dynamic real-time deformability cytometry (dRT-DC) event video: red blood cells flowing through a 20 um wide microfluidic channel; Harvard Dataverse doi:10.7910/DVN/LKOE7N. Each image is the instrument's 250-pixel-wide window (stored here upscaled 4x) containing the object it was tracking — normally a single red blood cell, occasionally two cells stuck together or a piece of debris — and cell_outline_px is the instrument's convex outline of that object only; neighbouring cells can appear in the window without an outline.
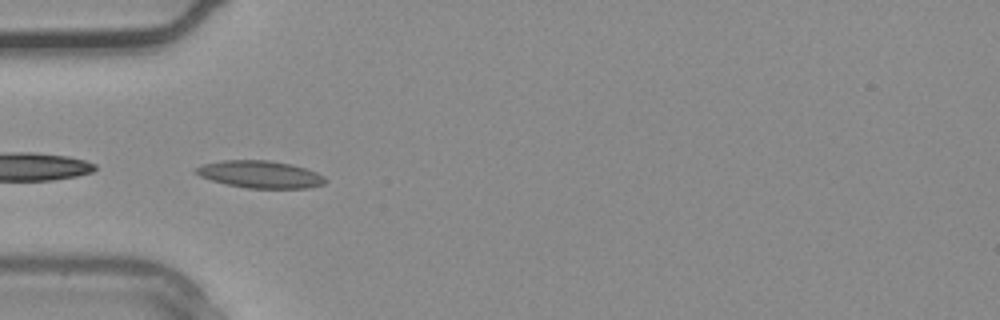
{"species": "common noctule bat (a hibernating species)", "species_latin": "Nyctalus noctula", "temperature_condition": "warm", "stored_images_in_passage": 17, "camera_frame_rate_fps": 3000, "um_per_image_px": 0.085, "animal": {"sex": "male", "body_mass_g": 20.4}, "frame": {"image": 1, "passage_image": 10, "time_ms": 3.0, "image_size_px": [1000, 320], "cell_outline_px": [[328, 180], [324, 184], [308, 188], [248, 188], [228, 184], [212, 180], [200, 176], [192, 172], [192, 168], [204, 164], [224, 160], [268, 160], [288, 164], [304, 168], [316, 172], [324, 176]], "centroid_in_image_um": [22.09, 14.82], "position_along_channel_um": 62.9, "area_um2": 20.46}}
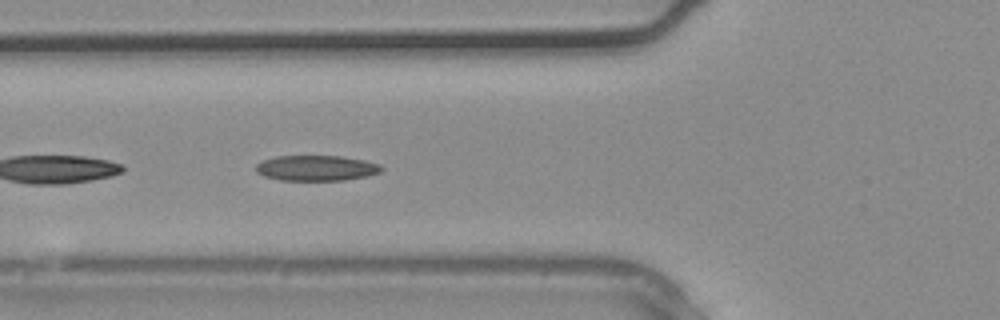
{"frame": {"image": 2, "passage_image": 12, "time_ms": 3.667, "image_size_px": [1000, 320], "cell_outline_px": [[384, 168], [380, 172], [368, 176], [344, 180], [280, 180], [264, 176], [256, 172], [256, 164], [264, 160], [276, 156], [340, 156], [364, 160], [380, 164]], "centroid_in_image_um": [26.9, 14.28], "position_along_channel_um": 98.9, "area_um2": 18.61}}